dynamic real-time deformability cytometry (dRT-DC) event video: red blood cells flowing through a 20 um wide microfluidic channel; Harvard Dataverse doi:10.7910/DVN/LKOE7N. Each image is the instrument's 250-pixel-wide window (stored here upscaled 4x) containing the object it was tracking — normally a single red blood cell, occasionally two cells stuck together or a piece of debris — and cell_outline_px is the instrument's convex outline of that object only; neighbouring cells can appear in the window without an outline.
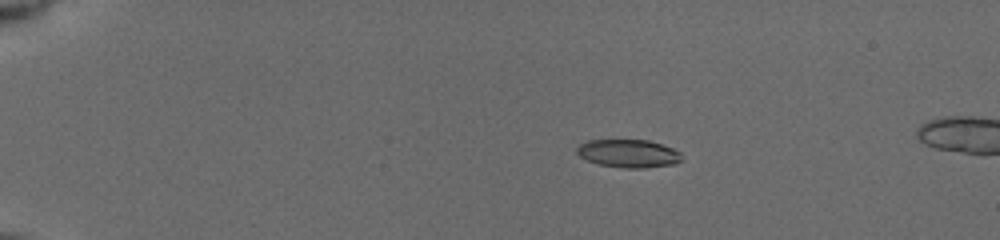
{"species": "common noctule bat (a hibernating species)", "species_latin": "Nyctalus noctula", "temperature_condition": "cold", "stored_images_in_passage": 10, "camera_frame_rate_fps": 3000, "um_per_image_px": 0.085, "animal": {"sex": "female", "body_mass_g": 19.5, "forearm_length_mm": 54.1}, "frame": {"image": 1, "passage_image": 5, "time_ms": 3.333, "image_size_px": [1000, 240], "cell_outline_px": [[680, 160], [676, 164], [644, 168], [624, 168], [600, 164], [588, 160], [580, 156], [576, 152], [576, 148], [580, 144], [588, 140], [648, 140], [672, 148], [680, 152]], "centroid_in_image_um": [53.41, 13.04], "position_along_channel_um": 31.6, "area_um2": 16.99}}
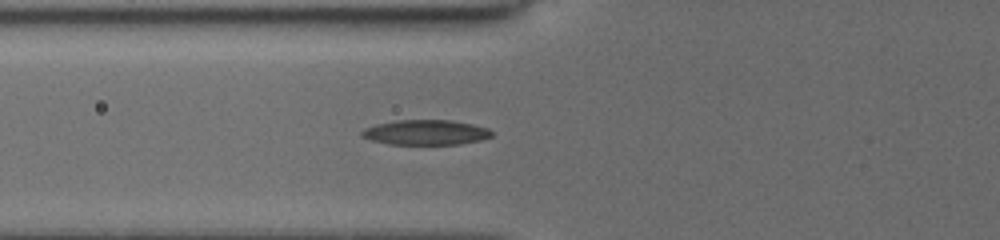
{"frame": {"image": 2, "passage_image": 10, "time_ms": 7.0, "image_size_px": [1000, 240], "cell_outline_px": [[492, 136], [480, 140], [460, 144], [388, 144], [372, 140], [360, 136], [360, 132], [364, 128], [376, 124], [396, 120], [448, 120], [472, 124], [488, 128], [492, 132]], "centroid_in_image_um": [36.16, 11.25], "position_along_channel_um": 89.6, "area_um2": 18.9}}